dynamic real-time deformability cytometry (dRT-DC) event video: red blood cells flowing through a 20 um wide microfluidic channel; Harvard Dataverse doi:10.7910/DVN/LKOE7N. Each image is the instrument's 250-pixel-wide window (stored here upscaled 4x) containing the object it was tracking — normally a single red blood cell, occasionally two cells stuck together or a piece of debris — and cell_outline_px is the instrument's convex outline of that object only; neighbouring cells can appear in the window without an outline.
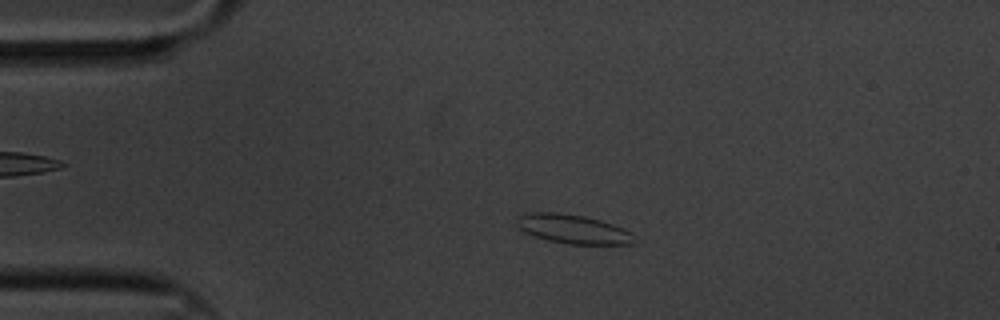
{"species": "common noctule bat (a hibernating species)", "species_latin": "Nyctalus noctula", "temperature_condition": "cold", "stored_images_in_passage": 56, "camera_frame_rate_fps": 3000, "um_per_image_px": 0.085, "animal": {"sex": "male", "body_mass_g": 20.1, "forearm_length_mm": 53.5}, "frame": {"image": 1, "passage_image": 8, "time_ms": 2.333, "image_size_px": [1000, 320], "cell_outline_px": [[636, 244], [568, 244], [548, 240], [524, 232], [516, 224], [516, 216], [528, 212], [556, 212], [584, 216], [600, 220], [624, 228], [632, 232]], "centroid_in_image_um": [48.7, 19.46], "position_along_channel_um": 36.3, "area_um2": 20.0}}
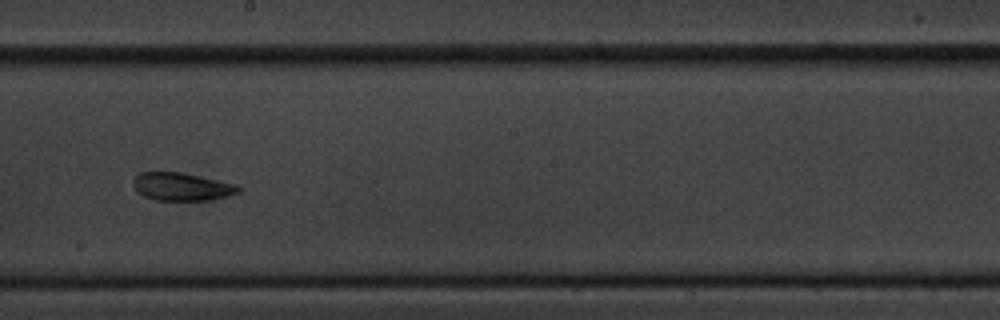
{"frame": {"image": 2, "passage_image": 29, "time_ms": 9.333, "image_size_px": [1000, 320], "cell_outline_px": [[240, 192], [228, 196], [208, 200], [156, 200], [144, 196], [136, 192], [132, 184], [132, 180], [140, 172], [180, 172], [236, 184], [240, 188]], "centroid_in_image_um": [15.41, 15.87], "position_along_channel_um": 232.8, "area_um2": 17.11}}
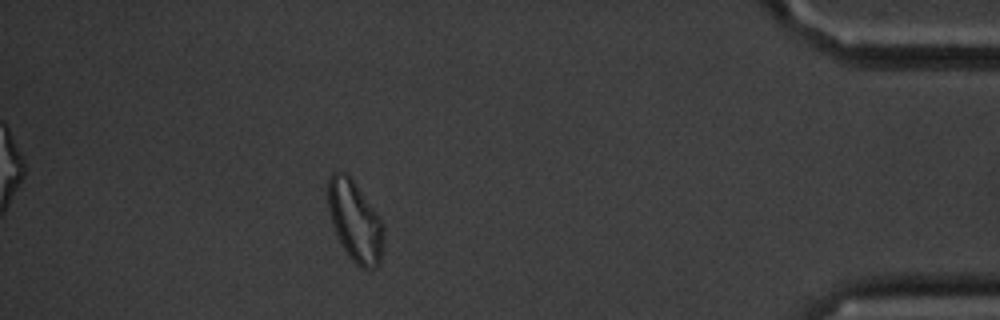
{"frame": {"image": 3, "passage_image": 49, "time_ms": 16.0, "image_size_px": [1000, 320], "cell_outline_px": [[384, 240], [380, 260], [372, 268], [364, 268], [356, 264], [348, 256], [332, 224], [328, 208], [328, 180], [332, 172], [344, 172], [352, 180], [376, 212], [384, 224]], "centroid_in_image_um": [30.18, 18.8], "position_along_channel_um": 405.0, "area_um2": 25.61}, "authors_computed_cell_mechanics": {"area_um2": 18.6405, "velocity_mm_per_s": 3.3, "shape_relaxation_time_tau1_ms": null, "shape_relaxation_time_tau2_ms": 3.7973, "deformation_change_tau1": null, "deformation_change_tau2": 0.0847}}